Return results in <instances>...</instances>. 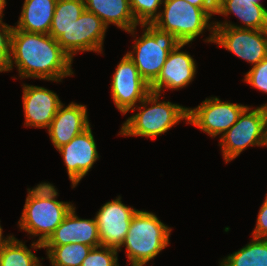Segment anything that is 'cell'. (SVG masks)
I'll return each mask as SVG.
<instances>
[{"instance_id": "obj_3", "label": "cell", "mask_w": 267, "mask_h": 266, "mask_svg": "<svg viewBox=\"0 0 267 266\" xmlns=\"http://www.w3.org/2000/svg\"><path fill=\"white\" fill-rule=\"evenodd\" d=\"M160 93L150 92L131 111L140 110L130 116L121 127L118 135L142 136L155 139L166 133L174 125L185 119L188 122V107L170 101H160Z\"/></svg>"}, {"instance_id": "obj_31", "label": "cell", "mask_w": 267, "mask_h": 266, "mask_svg": "<svg viewBox=\"0 0 267 266\" xmlns=\"http://www.w3.org/2000/svg\"><path fill=\"white\" fill-rule=\"evenodd\" d=\"M2 227L0 225V249L11 239L13 235H9L6 238L3 236Z\"/></svg>"}, {"instance_id": "obj_4", "label": "cell", "mask_w": 267, "mask_h": 266, "mask_svg": "<svg viewBox=\"0 0 267 266\" xmlns=\"http://www.w3.org/2000/svg\"><path fill=\"white\" fill-rule=\"evenodd\" d=\"M171 230L154 213L137 210L121 245L126 249L128 264L145 266L154 259L170 244Z\"/></svg>"}, {"instance_id": "obj_18", "label": "cell", "mask_w": 267, "mask_h": 266, "mask_svg": "<svg viewBox=\"0 0 267 266\" xmlns=\"http://www.w3.org/2000/svg\"><path fill=\"white\" fill-rule=\"evenodd\" d=\"M234 14L243 26L230 21L213 22L214 26H229L244 29L267 30V9L251 0H217L215 14L228 16Z\"/></svg>"}, {"instance_id": "obj_19", "label": "cell", "mask_w": 267, "mask_h": 266, "mask_svg": "<svg viewBox=\"0 0 267 266\" xmlns=\"http://www.w3.org/2000/svg\"><path fill=\"white\" fill-rule=\"evenodd\" d=\"M85 8L97 15L107 27L116 25L135 37L139 24L132 14L130 0H85Z\"/></svg>"}, {"instance_id": "obj_22", "label": "cell", "mask_w": 267, "mask_h": 266, "mask_svg": "<svg viewBox=\"0 0 267 266\" xmlns=\"http://www.w3.org/2000/svg\"><path fill=\"white\" fill-rule=\"evenodd\" d=\"M42 246L46 249V255L51 266H81L82 261L93 248L80 243Z\"/></svg>"}, {"instance_id": "obj_30", "label": "cell", "mask_w": 267, "mask_h": 266, "mask_svg": "<svg viewBox=\"0 0 267 266\" xmlns=\"http://www.w3.org/2000/svg\"><path fill=\"white\" fill-rule=\"evenodd\" d=\"M189 4L203 9L210 17L215 15L217 0H184Z\"/></svg>"}, {"instance_id": "obj_24", "label": "cell", "mask_w": 267, "mask_h": 266, "mask_svg": "<svg viewBox=\"0 0 267 266\" xmlns=\"http://www.w3.org/2000/svg\"><path fill=\"white\" fill-rule=\"evenodd\" d=\"M85 0H57L51 27H66L85 10Z\"/></svg>"}, {"instance_id": "obj_28", "label": "cell", "mask_w": 267, "mask_h": 266, "mask_svg": "<svg viewBox=\"0 0 267 266\" xmlns=\"http://www.w3.org/2000/svg\"><path fill=\"white\" fill-rule=\"evenodd\" d=\"M0 19V72H6L10 58L11 34L14 26H10Z\"/></svg>"}, {"instance_id": "obj_7", "label": "cell", "mask_w": 267, "mask_h": 266, "mask_svg": "<svg viewBox=\"0 0 267 266\" xmlns=\"http://www.w3.org/2000/svg\"><path fill=\"white\" fill-rule=\"evenodd\" d=\"M219 145L226 163L247 147L267 146V103L257 108L247 106L238 120L220 136Z\"/></svg>"}, {"instance_id": "obj_11", "label": "cell", "mask_w": 267, "mask_h": 266, "mask_svg": "<svg viewBox=\"0 0 267 266\" xmlns=\"http://www.w3.org/2000/svg\"><path fill=\"white\" fill-rule=\"evenodd\" d=\"M150 92V84L140 76L134 62L125 54L111 81V96L116 108L125 115Z\"/></svg>"}, {"instance_id": "obj_12", "label": "cell", "mask_w": 267, "mask_h": 266, "mask_svg": "<svg viewBox=\"0 0 267 266\" xmlns=\"http://www.w3.org/2000/svg\"><path fill=\"white\" fill-rule=\"evenodd\" d=\"M136 212L133 207L122 203L121 196L103 204L95 216L101 246L120 251Z\"/></svg>"}, {"instance_id": "obj_15", "label": "cell", "mask_w": 267, "mask_h": 266, "mask_svg": "<svg viewBox=\"0 0 267 266\" xmlns=\"http://www.w3.org/2000/svg\"><path fill=\"white\" fill-rule=\"evenodd\" d=\"M23 109L26 127L49 128L63 104L54 91L45 87L23 84Z\"/></svg>"}, {"instance_id": "obj_14", "label": "cell", "mask_w": 267, "mask_h": 266, "mask_svg": "<svg viewBox=\"0 0 267 266\" xmlns=\"http://www.w3.org/2000/svg\"><path fill=\"white\" fill-rule=\"evenodd\" d=\"M188 43H179L168 55L158 77L150 84V90L162 93L165 89L179 90L193 81L197 65L188 52L180 51Z\"/></svg>"}, {"instance_id": "obj_16", "label": "cell", "mask_w": 267, "mask_h": 266, "mask_svg": "<svg viewBox=\"0 0 267 266\" xmlns=\"http://www.w3.org/2000/svg\"><path fill=\"white\" fill-rule=\"evenodd\" d=\"M87 113L86 105L75 102L59 107L48 128L50 140L56 150L90 126Z\"/></svg>"}, {"instance_id": "obj_20", "label": "cell", "mask_w": 267, "mask_h": 266, "mask_svg": "<svg viewBox=\"0 0 267 266\" xmlns=\"http://www.w3.org/2000/svg\"><path fill=\"white\" fill-rule=\"evenodd\" d=\"M57 0H24L17 25L28 33L49 34Z\"/></svg>"}, {"instance_id": "obj_8", "label": "cell", "mask_w": 267, "mask_h": 266, "mask_svg": "<svg viewBox=\"0 0 267 266\" xmlns=\"http://www.w3.org/2000/svg\"><path fill=\"white\" fill-rule=\"evenodd\" d=\"M107 28L97 15L85 9L77 21H72L66 27H51L49 35L73 60L79 52L103 53Z\"/></svg>"}, {"instance_id": "obj_23", "label": "cell", "mask_w": 267, "mask_h": 266, "mask_svg": "<svg viewBox=\"0 0 267 266\" xmlns=\"http://www.w3.org/2000/svg\"><path fill=\"white\" fill-rule=\"evenodd\" d=\"M38 257L14 236L0 249V266H42Z\"/></svg>"}, {"instance_id": "obj_27", "label": "cell", "mask_w": 267, "mask_h": 266, "mask_svg": "<svg viewBox=\"0 0 267 266\" xmlns=\"http://www.w3.org/2000/svg\"><path fill=\"white\" fill-rule=\"evenodd\" d=\"M244 81L253 88L267 94V57L245 74Z\"/></svg>"}, {"instance_id": "obj_6", "label": "cell", "mask_w": 267, "mask_h": 266, "mask_svg": "<svg viewBox=\"0 0 267 266\" xmlns=\"http://www.w3.org/2000/svg\"><path fill=\"white\" fill-rule=\"evenodd\" d=\"M141 37H135L132 51L127 55L136 65L140 76L151 84L159 75L169 53L180 43L173 34L152 23L140 25Z\"/></svg>"}, {"instance_id": "obj_25", "label": "cell", "mask_w": 267, "mask_h": 266, "mask_svg": "<svg viewBox=\"0 0 267 266\" xmlns=\"http://www.w3.org/2000/svg\"><path fill=\"white\" fill-rule=\"evenodd\" d=\"M165 0H130L132 14L139 25L153 23Z\"/></svg>"}, {"instance_id": "obj_33", "label": "cell", "mask_w": 267, "mask_h": 266, "mask_svg": "<svg viewBox=\"0 0 267 266\" xmlns=\"http://www.w3.org/2000/svg\"><path fill=\"white\" fill-rule=\"evenodd\" d=\"M251 2L262 5L260 0H251Z\"/></svg>"}, {"instance_id": "obj_1", "label": "cell", "mask_w": 267, "mask_h": 266, "mask_svg": "<svg viewBox=\"0 0 267 266\" xmlns=\"http://www.w3.org/2000/svg\"><path fill=\"white\" fill-rule=\"evenodd\" d=\"M14 59V60H13ZM73 60L49 34L28 33L13 27L6 72L17 66L20 79L61 82L74 75Z\"/></svg>"}, {"instance_id": "obj_5", "label": "cell", "mask_w": 267, "mask_h": 266, "mask_svg": "<svg viewBox=\"0 0 267 266\" xmlns=\"http://www.w3.org/2000/svg\"><path fill=\"white\" fill-rule=\"evenodd\" d=\"M163 9L153 21L157 28L173 34L180 43H192L205 29H209V37L205 42L214 41V23L211 17L201 8L184 0H165ZM210 22V23H209Z\"/></svg>"}, {"instance_id": "obj_29", "label": "cell", "mask_w": 267, "mask_h": 266, "mask_svg": "<svg viewBox=\"0 0 267 266\" xmlns=\"http://www.w3.org/2000/svg\"><path fill=\"white\" fill-rule=\"evenodd\" d=\"M252 237L267 239V194L258 212L256 226L252 232Z\"/></svg>"}, {"instance_id": "obj_17", "label": "cell", "mask_w": 267, "mask_h": 266, "mask_svg": "<svg viewBox=\"0 0 267 266\" xmlns=\"http://www.w3.org/2000/svg\"><path fill=\"white\" fill-rule=\"evenodd\" d=\"M74 206L61 224L43 245L80 243L91 247L101 246L96 219H81Z\"/></svg>"}, {"instance_id": "obj_21", "label": "cell", "mask_w": 267, "mask_h": 266, "mask_svg": "<svg viewBox=\"0 0 267 266\" xmlns=\"http://www.w3.org/2000/svg\"><path fill=\"white\" fill-rule=\"evenodd\" d=\"M220 266H267V239L252 237L250 243L221 260Z\"/></svg>"}, {"instance_id": "obj_26", "label": "cell", "mask_w": 267, "mask_h": 266, "mask_svg": "<svg viewBox=\"0 0 267 266\" xmlns=\"http://www.w3.org/2000/svg\"><path fill=\"white\" fill-rule=\"evenodd\" d=\"M118 249L98 246L90 250L81 266H119Z\"/></svg>"}, {"instance_id": "obj_13", "label": "cell", "mask_w": 267, "mask_h": 266, "mask_svg": "<svg viewBox=\"0 0 267 266\" xmlns=\"http://www.w3.org/2000/svg\"><path fill=\"white\" fill-rule=\"evenodd\" d=\"M62 155L69 180L75 188L99 159L91 126L57 149Z\"/></svg>"}, {"instance_id": "obj_32", "label": "cell", "mask_w": 267, "mask_h": 266, "mask_svg": "<svg viewBox=\"0 0 267 266\" xmlns=\"http://www.w3.org/2000/svg\"><path fill=\"white\" fill-rule=\"evenodd\" d=\"M6 6V0H0V19L3 18V10Z\"/></svg>"}, {"instance_id": "obj_2", "label": "cell", "mask_w": 267, "mask_h": 266, "mask_svg": "<svg viewBox=\"0 0 267 266\" xmlns=\"http://www.w3.org/2000/svg\"><path fill=\"white\" fill-rule=\"evenodd\" d=\"M56 189L53 184L45 182L33 189H27L28 194L18 226L33 237L39 236L30 247L36 251L43 248L42 245L74 207L70 202L58 201Z\"/></svg>"}, {"instance_id": "obj_9", "label": "cell", "mask_w": 267, "mask_h": 266, "mask_svg": "<svg viewBox=\"0 0 267 266\" xmlns=\"http://www.w3.org/2000/svg\"><path fill=\"white\" fill-rule=\"evenodd\" d=\"M227 51L257 65L267 57V30L214 26V41Z\"/></svg>"}, {"instance_id": "obj_10", "label": "cell", "mask_w": 267, "mask_h": 266, "mask_svg": "<svg viewBox=\"0 0 267 266\" xmlns=\"http://www.w3.org/2000/svg\"><path fill=\"white\" fill-rule=\"evenodd\" d=\"M247 105L221 101L218 97L206 98L195 108H188V122L211 137L223 135L237 122Z\"/></svg>"}]
</instances>
